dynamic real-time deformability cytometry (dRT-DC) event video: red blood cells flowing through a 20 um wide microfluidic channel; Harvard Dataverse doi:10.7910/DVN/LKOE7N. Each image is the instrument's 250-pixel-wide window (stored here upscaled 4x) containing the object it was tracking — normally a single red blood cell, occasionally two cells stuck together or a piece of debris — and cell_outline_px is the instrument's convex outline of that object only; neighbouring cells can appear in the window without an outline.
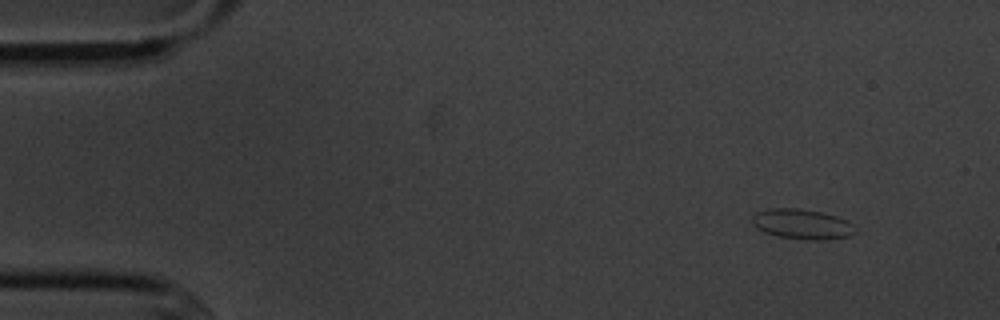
{"species": "common noctule bat (a hibernating species)", "species_latin": "Nyctalus noctula", "temperature_condition": "cold", "stored_images_in_passage": 4, "camera_frame_rate_fps": 3000, "um_per_image_px": 0.085, "animal": {"sex": "male", "body_mass_g": 20.1, "forearm_length_mm": 53.5}, "frame": {"image": 1, "passage_image": 1, "time_ms": 0.0, "image_size_px": [1000, 320], "cell_outline_px": [[856, 232], [852, 236], [824, 240], [808, 240], [780, 236], [764, 232], [756, 228], [752, 224], [752, 216], [756, 212], [772, 208], [800, 208], [820, 212], [836, 216], [848, 220], [852, 224]], "centroid_in_image_um": [68.19, 19.05], "position_along_channel_um": 16.8, "area_um2": 18.15}}
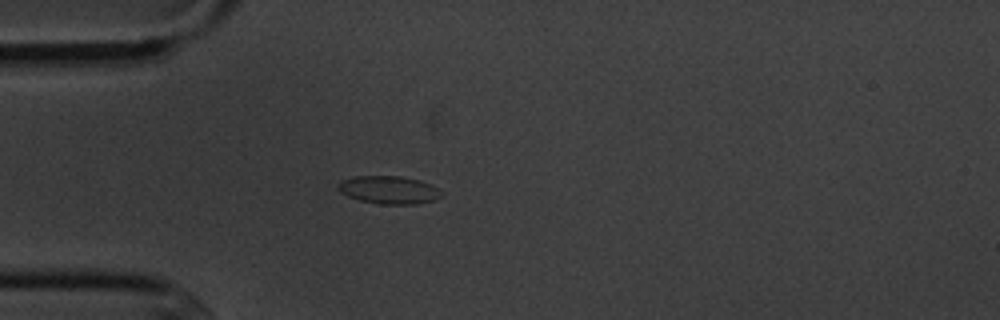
{"frame": {"image": 2, "passage_image": 4, "time_ms": 3.333, "image_size_px": [1000, 320], "cell_outline_px": [[444, 192], [436, 200], [420, 204], [380, 204], [360, 200], [348, 196], [340, 192], [336, 188], [336, 184], [340, 180], [356, 176], [400, 176], [420, 180]], "centroid_in_image_um": [33.03, 16.14], "position_along_channel_um": 52.0, "area_um2": 16.94}}